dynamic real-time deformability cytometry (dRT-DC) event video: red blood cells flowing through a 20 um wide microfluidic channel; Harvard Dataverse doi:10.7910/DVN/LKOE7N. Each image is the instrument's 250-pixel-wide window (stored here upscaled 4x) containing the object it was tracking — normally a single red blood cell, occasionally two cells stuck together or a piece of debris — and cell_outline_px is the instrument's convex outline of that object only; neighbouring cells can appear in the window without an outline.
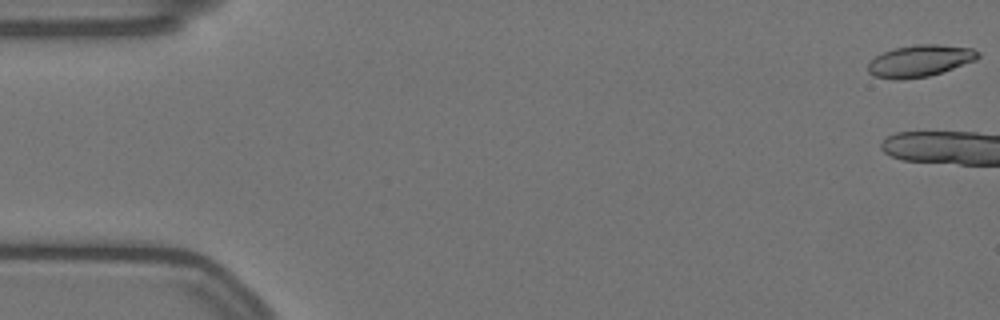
{"species": "Egyptian fruit bat (a non-hibernating species)", "species_latin": "Rousettus aegyptiacus", "temperature_condition": "warm", "stored_images_in_passage": 5, "camera_frame_rate_fps": 3000, "um_per_image_px": 0.085, "animal": {"sex": "female"}, "frame": {"image": 1, "passage_image": 1, "time_ms": 0.0, "image_size_px": [1000, 320], "cell_outline_px": [[980, 56], [976, 60], [928, 76], [900, 80], [896, 80], [872, 76], [868, 72], [868, 64], [876, 56], [884, 52], [896, 48], [916, 44], [936, 44], [972, 48], [980, 52]], "centroid_in_image_um": [78.18, 5.17], "position_along_channel_um": 6.8, "area_um2": 20.23}}